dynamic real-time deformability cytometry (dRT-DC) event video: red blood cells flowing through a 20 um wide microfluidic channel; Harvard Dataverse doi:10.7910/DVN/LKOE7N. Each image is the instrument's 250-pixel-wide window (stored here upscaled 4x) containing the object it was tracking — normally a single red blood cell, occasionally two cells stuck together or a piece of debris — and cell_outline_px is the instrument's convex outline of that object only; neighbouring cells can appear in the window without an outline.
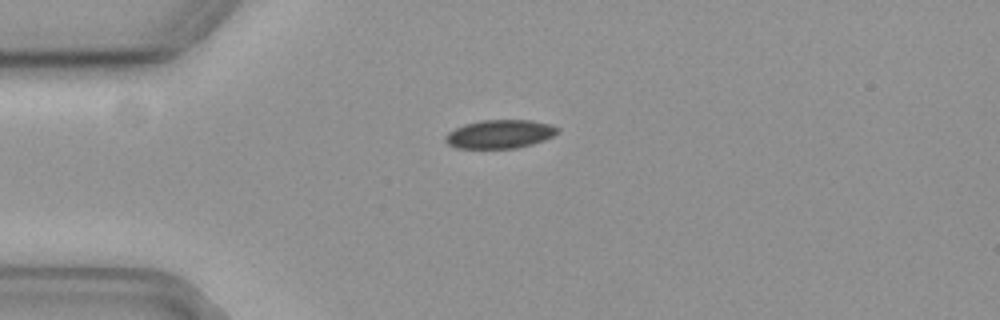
{"species": "common noctule bat (a hibernating species)", "species_latin": "Nyctalus noctula", "temperature_condition": "cold", "stored_images_in_passage": 44, "camera_frame_rate_fps": 3000, "um_per_image_px": 0.085, "animal": {"sex": "female", "body_mass_g": 19.3, "forearm_length_mm": 54.1}, "frame": {"image": 1, "passage_image": 1, "time_ms": 0.0, "image_size_px": [1000, 320], "cell_outline_px": [[552, 132], [536, 140], [520, 144], [488, 148], [480, 148], [456, 144], [448, 140], [456, 132], [464, 128], [476, 124], [536, 124], [552, 128]], "centroid_in_image_um": [42.4, 11.47], "position_along_channel_um": 42.6, "area_um2": 13.35}}
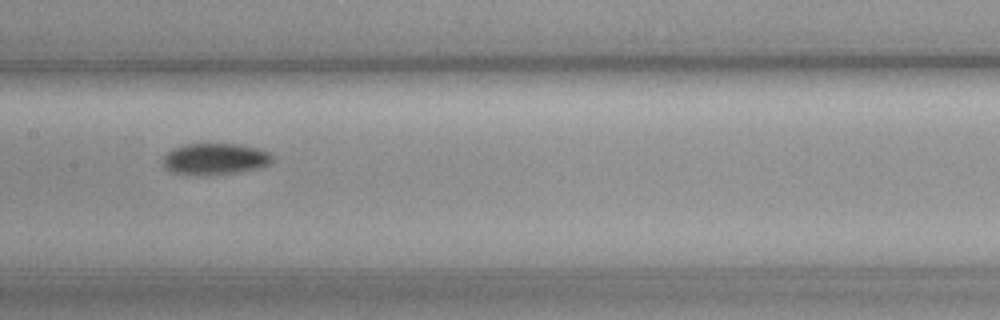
{"frame": {"image": 2, "passage_image": 15, "time_ms": 4.667, "image_size_px": [1000, 320], "cell_outline_px": [[260, 160], [248, 164], [224, 168], [184, 168], [176, 164], [172, 160], [172, 156], [180, 152], [196, 148], [228, 148], [252, 152], [260, 156]], "centroid_in_image_um": [18.2, 13.44], "position_along_channel_um": 189.2, "area_um2": 10.29}}
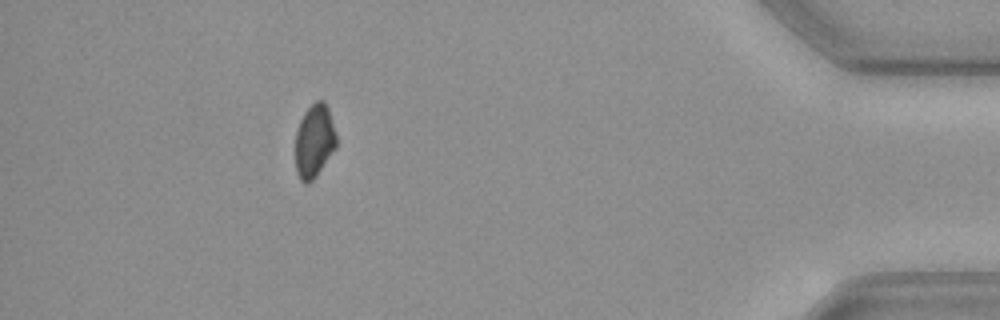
{"frame": {"image": 3, "passage_image": 38, "time_ms": 12.333, "image_size_px": [1000, 320], "cell_outline_px": [[336, 140], [332, 148], [316, 172], [308, 180], [304, 180], [300, 176], [296, 160], [296, 140], [300, 124], [304, 116], [316, 104], [324, 104]], "centroid_in_image_um": [26.67, 12.0], "position_along_channel_um": 408.5, "area_um2": 14.62}}